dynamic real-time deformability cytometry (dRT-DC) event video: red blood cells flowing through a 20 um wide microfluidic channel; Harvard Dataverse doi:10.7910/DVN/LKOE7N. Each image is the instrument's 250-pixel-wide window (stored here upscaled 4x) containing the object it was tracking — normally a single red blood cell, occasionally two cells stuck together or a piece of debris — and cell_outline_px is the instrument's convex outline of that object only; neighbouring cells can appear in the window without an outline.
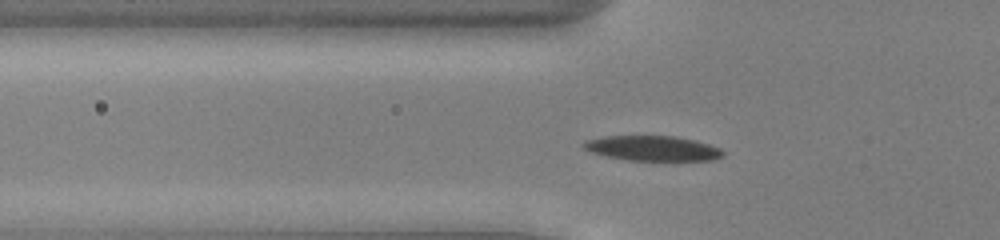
{"species": "common noctule bat (a hibernating species)", "species_latin": "Nyctalus noctula", "temperature_condition": "cold", "stored_images_in_passage": 46, "camera_frame_rate_fps": 3000, "um_per_image_px": 0.085, "animal": {"sex": "male", "body_mass_g": 13.0, "forearm_length_mm": 53.1}, "frame": {"image": 1, "passage_image": 12, "time_ms": 3.667, "image_size_px": [1000, 240], "cell_outline_px": [[724, 156], [712, 160], [628, 160], [608, 156], [592, 152], [584, 148], [580, 144], [584, 140], [604, 136], [676, 136], [708, 144], [720, 148], [724, 152]], "centroid_in_image_um": [55.45, 12.6], "position_along_channel_um": 70.4, "area_um2": 20.17}}
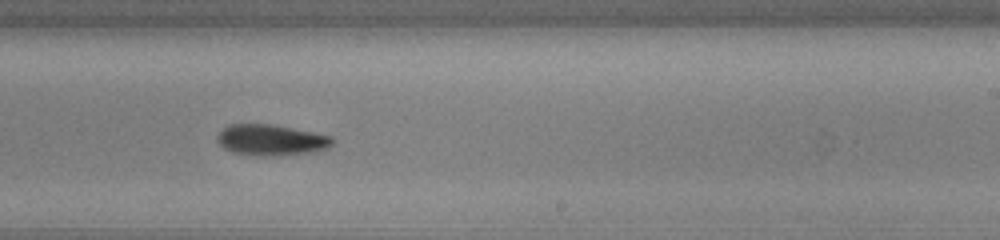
{"frame": {"image": 2, "passage_image": 27, "time_ms": 8.667, "image_size_px": [1000, 240], "cell_outline_px": [[332, 144], [328, 148], [316, 152], [260, 156], [232, 152], [224, 148], [216, 140], [216, 136], [228, 124], [272, 124], [332, 136]], "centroid_in_image_um": [23.03, 11.89], "position_along_channel_um": 266.0, "area_um2": 20.63}}
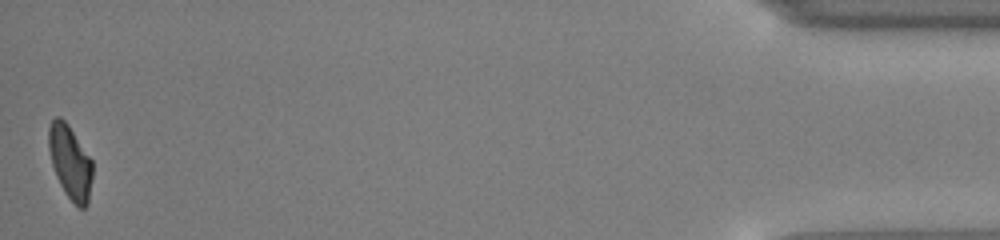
{"frame": {"image": 3, "passage_image": 46, "time_ms": 15.0, "image_size_px": [1000, 240], "cell_outline_px": [[92, 176], [88, 204], [84, 208], [80, 208], [64, 192], [56, 176], [52, 164], [48, 148], [48, 128], [52, 120], [56, 116], [60, 116], [68, 124], [92, 160]], "centroid_in_image_um": [5.95, 13.76], "position_along_channel_um": 429.2, "area_um2": 18.73}, "authors_computed_cell_mechanics": {"area_um2": 20.1722, "velocity_mm_per_s": 3.9425, "shape_relaxation_time_tau1_ms": 2.1488, "shape_relaxation_time_tau2_ms": null, "deformation_change_tau1": 0.1138, "deformation_change_tau2": null}}